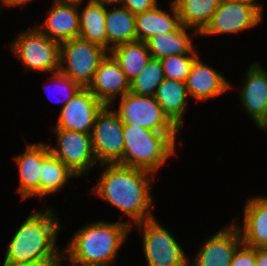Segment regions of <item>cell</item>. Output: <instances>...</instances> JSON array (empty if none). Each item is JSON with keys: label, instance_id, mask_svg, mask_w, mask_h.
Here are the masks:
<instances>
[{"label": "cell", "instance_id": "obj_1", "mask_svg": "<svg viewBox=\"0 0 267 266\" xmlns=\"http://www.w3.org/2000/svg\"><path fill=\"white\" fill-rule=\"evenodd\" d=\"M104 168L92 193L122 211L132 221L130 226L155 218L151 183L155 174L118 164H101Z\"/></svg>", "mask_w": 267, "mask_h": 266}, {"label": "cell", "instance_id": "obj_2", "mask_svg": "<svg viewBox=\"0 0 267 266\" xmlns=\"http://www.w3.org/2000/svg\"><path fill=\"white\" fill-rule=\"evenodd\" d=\"M54 215L52 208L29 215L11 238L3 263H61L63 251L56 239L62 226Z\"/></svg>", "mask_w": 267, "mask_h": 266}, {"label": "cell", "instance_id": "obj_3", "mask_svg": "<svg viewBox=\"0 0 267 266\" xmlns=\"http://www.w3.org/2000/svg\"><path fill=\"white\" fill-rule=\"evenodd\" d=\"M130 221L87 223L77 231L62 251L63 258L81 266H110L130 232ZM66 252V254H64Z\"/></svg>", "mask_w": 267, "mask_h": 266}, {"label": "cell", "instance_id": "obj_4", "mask_svg": "<svg viewBox=\"0 0 267 266\" xmlns=\"http://www.w3.org/2000/svg\"><path fill=\"white\" fill-rule=\"evenodd\" d=\"M177 134L124 125V152L118 165L139 168L155 174L168 158L176 153Z\"/></svg>", "mask_w": 267, "mask_h": 266}, {"label": "cell", "instance_id": "obj_5", "mask_svg": "<svg viewBox=\"0 0 267 266\" xmlns=\"http://www.w3.org/2000/svg\"><path fill=\"white\" fill-rule=\"evenodd\" d=\"M10 47L26 69L46 73L59 72L60 43L48 38L37 26L17 34Z\"/></svg>", "mask_w": 267, "mask_h": 266}, {"label": "cell", "instance_id": "obj_6", "mask_svg": "<svg viewBox=\"0 0 267 266\" xmlns=\"http://www.w3.org/2000/svg\"><path fill=\"white\" fill-rule=\"evenodd\" d=\"M107 53L103 47L80 37L70 39L60 43L59 71L82 88H88Z\"/></svg>", "mask_w": 267, "mask_h": 266}, {"label": "cell", "instance_id": "obj_7", "mask_svg": "<svg viewBox=\"0 0 267 266\" xmlns=\"http://www.w3.org/2000/svg\"><path fill=\"white\" fill-rule=\"evenodd\" d=\"M136 226L143 231V250L148 266H189V257L179 242L156 218Z\"/></svg>", "mask_w": 267, "mask_h": 266}, {"label": "cell", "instance_id": "obj_8", "mask_svg": "<svg viewBox=\"0 0 267 266\" xmlns=\"http://www.w3.org/2000/svg\"><path fill=\"white\" fill-rule=\"evenodd\" d=\"M123 125H133L162 133H179L180 130L164 114L154 96L132 92L121 97L119 108L114 111Z\"/></svg>", "mask_w": 267, "mask_h": 266}, {"label": "cell", "instance_id": "obj_9", "mask_svg": "<svg viewBox=\"0 0 267 266\" xmlns=\"http://www.w3.org/2000/svg\"><path fill=\"white\" fill-rule=\"evenodd\" d=\"M123 127L122 121L111 106H105L97 115L91 131V139L95 157L100 165L118 164L122 160Z\"/></svg>", "mask_w": 267, "mask_h": 266}, {"label": "cell", "instance_id": "obj_10", "mask_svg": "<svg viewBox=\"0 0 267 266\" xmlns=\"http://www.w3.org/2000/svg\"><path fill=\"white\" fill-rule=\"evenodd\" d=\"M57 147L48 145L49 150L59 158L78 177L88 174V169L96 165L91 134L83 132L54 129Z\"/></svg>", "mask_w": 267, "mask_h": 266}, {"label": "cell", "instance_id": "obj_11", "mask_svg": "<svg viewBox=\"0 0 267 266\" xmlns=\"http://www.w3.org/2000/svg\"><path fill=\"white\" fill-rule=\"evenodd\" d=\"M263 13L254 5L237 0H221L207 26L198 36L238 33L258 25Z\"/></svg>", "mask_w": 267, "mask_h": 266}, {"label": "cell", "instance_id": "obj_12", "mask_svg": "<svg viewBox=\"0 0 267 266\" xmlns=\"http://www.w3.org/2000/svg\"><path fill=\"white\" fill-rule=\"evenodd\" d=\"M104 107L88 88H81L61 108L55 129L91 134L96 117Z\"/></svg>", "mask_w": 267, "mask_h": 266}, {"label": "cell", "instance_id": "obj_13", "mask_svg": "<svg viewBox=\"0 0 267 266\" xmlns=\"http://www.w3.org/2000/svg\"><path fill=\"white\" fill-rule=\"evenodd\" d=\"M237 224H227L203 242L194 262L189 266H230L234 252L242 244Z\"/></svg>", "mask_w": 267, "mask_h": 266}, {"label": "cell", "instance_id": "obj_14", "mask_svg": "<svg viewBox=\"0 0 267 266\" xmlns=\"http://www.w3.org/2000/svg\"><path fill=\"white\" fill-rule=\"evenodd\" d=\"M88 89L104 106H110L115 98L123 97L129 92L130 82L118 62L108 52L100 61Z\"/></svg>", "mask_w": 267, "mask_h": 266}, {"label": "cell", "instance_id": "obj_15", "mask_svg": "<svg viewBox=\"0 0 267 266\" xmlns=\"http://www.w3.org/2000/svg\"><path fill=\"white\" fill-rule=\"evenodd\" d=\"M50 153L48 144L39 142L26 145L22 154L14 157L19 170V187L22 200L30 196L40 199V175L43 159Z\"/></svg>", "mask_w": 267, "mask_h": 266}, {"label": "cell", "instance_id": "obj_16", "mask_svg": "<svg viewBox=\"0 0 267 266\" xmlns=\"http://www.w3.org/2000/svg\"><path fill=\"white\" fill-rule=\"evenodd\" d=\"M82 3L53 2L42 27L37 28L48 38L59 43L78 38L80 34L79 7Z\"/></svg>", "mask_w": 267, "mask_h": 266}, {"label": "cell", "instance_id": "obj_17", "mask_svg": "<svg viewBox=\"0 0 267 266\" xmlns=\"http://www.w3.org/2000/svg\"><path fill=\"white\" fill-rule=\"evenodd\" d=\"M245 73L240 89V102L256 126L267 113V71L257 62Z\"/></svg>", "mask_w": 267, "mask_h": 266}, {"label": "cell", "instance_id": "obj_18", "mask_svg": "<svg viewBox=\"0 0 267 266\" xmlns=\"http://www.w3.org/2000/svg\"><path fill=\"white\" fill-rule=\"evenodd\" d=\"M185 83L189 96L198 102L221 96L231 88L229 81L203 63L199 56L194 60Z\"/></svg>", "mask_w": 267, "mask_h": 266}, {"label": "cell", "instance_id": "obj_19", "mask_svg": "<svg viewBox=\"0 0 267 266\" xmlns=\"http://www.w3.org/2000/svg\"><path fill=\"white\" fill-rule=\"evenodd\" d=\"M243 223L238 226L242 244L251 248H267V197L254 196L244 207Z\"/></svg>", "mask_w": 267, "mask_h": 266}, {"label": "cell", "instance_id": "obj_20", "mask_svg": "<svg viewBox=\"0 0 267 266\" xmlns=\"http://www.w3.org/2000/svg\"><path fill=\"white\" fill-rule=\"evenodd\" d=\"M170 10L171 14L162 10L158 4L151 10L136 14V39L146 42L153 36L176 30L181 25V21L173 1H171Z\"/></svg>", "mask_w": 267, "mask_h": 266}, {"label": "cell", "instance_id": "obj_21", "mask_svg": "<svg viewBox=\"0 0 267 266\" xmlns=\"http://www.w3.org/2000/svg\"><path fill=\"white\" fill-rule=\"evenodd\" d=\"M188 96L185 82L167 78L157 87L154 95L164 114L179 130L184 122Z\"/></svg>", "mask_w": 267, "mask_h": 266}, {"label": "cell", "instance_id": "obj_22", "mask_svg": "<svg viewBox=\"0 0 267 266\" xmlns=\"http://www.w3.org/2000/svg\"><path fill=\"white\" fill-rule=\"evenodd\" d=\"M105 29L108 52L115 46L137 40L135 15L121 5L110 10L105 6Z\"/></svg>", "mask_w": 267, "mask_h": 266}, {"label": "cell", "instance_id": "obj_23", "mask_svg": "<svg viewBox=\"0 0 267 266\" xmlns=\"http://www.w3.org/2000/svg\"><path fill=\"white\" fill-rule=\"evenodd\" d=\"M189 27L180 25L172 32L158 34L149 38L145 43L155 59H162L172 55L189 54L195 47L190 35L187 34Z\"/></svg>", "mask_w": 267, "mask_h": 266}, {"label": "cell", "instance_id": "obj_24", "mask_svg": "<svg viewBox=\"0 0 267 266\" xmlns=\"http://www.w3.org/2000/svg\"><path fill=\"white\" fill-rule=\"evenodd\" d=\"M109 53L118 62L129 82L139 75L152 58L146 43L141 40L115 46Z\"/></svg>", "mask_w": 267, "mask_h": 266}, {"label": "cell", "instance_id": "obj_25", "mask_svg": "<svg viewBox=\"0 0 267 266\" xmlns=\"http://www.w3.org/2000/svg\"><path fill=\"white\" fill-rule=\"evenodd\" d=\"M181 24L194 29V35L199 33L210 22L221 0H172Z\"/></svg>", "mask_w": 267, "mask_h": 266}, {"label": "cell", "instance_id": "obj_26", "mask_svg": "<svg viewBox=\"0 0 267 266\" xmlns=\"http://www.w3.org/2000/svg\"><path fill=\"white\" fill-rule=\"evenodd\" d=\"M81 39L97 44L107 50L105 29V6L88 1L86 7L79 11Z\"/></svg>", "mask_w": 267, "mask_h": 266}, {"label": "cell", "instance_id": "obj_27", "mask_svg": "<svg viewBox=\"0 0 267 266\" xmlns=\"http://www.w3.org/2000/svg\"><path fill=\"white\" fill-rule=\"evenodd\" d=\"M40 177V198L60 191L70 178L78 177L51 152L43 159Z\"/></svg>", "mask_w": 267, "mask_h": 266}, {"label": "cell", "instance_id": "obj_28", "mask_svg": "<svg viewBox=\"0 0 267 266\" xmlns=\"http://www.w3.org/2000/svg\"><path fill=\"white\" fill-rule=\"evenodd\" d=\"M164 79L161 60L151 58L139 75L130 82L129 91L142 96H154Z\"/></svg>", "mask_w": 267, "mask_h": 266}, {"label": "cell", "instance_id": "obj_29", "mask_svg": "<svg viewBox=\"0 0 267 266\" xmlns=\"http://www.w3.org/2000/svg\"><path fill=\"white\" fill-rule=\"evenodd\" d=\"M194 48L189 54L172 55L160 59L165 78L185 82L194 60L199 56Z\"/></svg>", "mask_w": 267, "mask_h": 266}, {"label": "cell", "instance_id": "obj_30", "mask_svg": "<svg viewBox=\"0 0 267 266\" xmlns=\"http://www.w3.org/2000/svg\"><path fill=\"white\" fill-rule=\"evenodd\" d=\"M50 79L53 80V81H50L52 82V84L55 83L57 88L61 89L60 91L63 94V97L66 96L61 99L63 102V105L61 108H63V106L67 102H69L74 97V95L82 88L79 84L74 82L72 79H70L66 75L62 74L60 71L52 73V77Z\"/></svg>", "mask_w": 267, "mask_h": 266}, {"label": "cell", "instance_id": "obj_31", "mask_svg": "<svg viewBox=\"0 0 267 266\" xmlns=\"http://www.w3.org/2000/svg\"><path fill=\"white\" fill-rule=\"evenodd\" d=\"M256 248L241 244L234 252L230 266H255Z\"/></svg>", "mask_w": 267, "mask_h": 266}, {"label": "cell", "instance_id": "obj_32", "mask_svg": "<svg viewBox=\"0 0 267 266\" xmlns=\"http://www.w3.org/2000/svg\"><path fill=\"white\" fill-rule=\"evenodd\" d=\"M121 6L134 15L153 9L158 5L157 0H121Z\"/></svg>", "mask_w": 267, "mask_h": 266}, {"label": "cell", "instance_id": "obj_33", "mask_svg": "<svg viewBox=\"0 0 267 266\" xmlns=\"http://www.w3.org/2000/svg\"><path fill=\"white\" fill-rule=\"evenodd\" d=\"M255 266H267V248H256Z\"/></svg>", "mask_w": 267, "mask_h": 266}, {"label": "cell", "instance_id": "obj_34", "mask_svg": "<svg viewBox=\"0 0 267 266\" xmlns=\"http://www.w3.org/2000/svg\"><path fill=\"white\" fill-rule=\"evenodd\" d=\"M30 1L32 0H0V10H1V7L2 6H7V7H17V6H20L22 7L25 6L26 4H28Z\"/></svg>", "mask_w": 267, "mask_h": 266}, {"label": "cell", "instance_id": "obj_35", "mask_svg": "<svg viewBox=\"0 0 267 266\" xmlns=\"http://www.w3.org/2000/svg\"><path fill=\"white\" fill-rule=\"evenodd\" d=\"M61 263H39V264H15V263H3L2 266H60Z\"/></svg>", "mask_w": 267, "mask_h": 266}, {"label": "cell", "instance_id": "obj_36", "mask_svg": "<svg viewBox=\"0 0 267 266\" xmlns=\"http://www.w3.org/2000/svg\"><path fill=\"white\" fill-rule=\"evenodd\" d=\"M90 2L96 3V4H100V5H104V6H112L115 4V6L118 4H121V0H89Z\"/></svg>", "mask_w": 267, "mask_h": 266}, {"label": "cell", "instance_id": "obj_37", "mask_svg": "<svg viewBox=\"0 0 267 266\" xmlns=\"http://www.w3.org/2000/svg\"><path fill=\"white\" fill-rule=\"evenodd\" d=\"M258 128L264 129L267 132V113L264 118L257 125Z\"/></svg>", "mask_w": 267, "mask_h": 266}, {"label": "cell", "instance_id": "obj_38", "mask_svg": "<svg viewBox=\"0 0 267 266\" xmlns=\"http://www.w3.org/2000/svg\"><path fill=\"white\" fill-rule=\"evenodd\" d=\"M237 1L245 2V3H248V4H252V5H254L255 7H257L262 12V6H260L258 4V1L256 2V0H237Z\"/></svg>", "mask_w": 267, "mask_h": 266}, {"label": "cell", "instance_id": "obj_39", "mask_svg": "<svg viewBox=\"0 0 267 266\" xmlns=\"http://www.w3.org/2000/svg\"><path fill=\"white\" fill-rule=\"evenodd\" d=\"M56 3H81L84 2V0H55Z\"/></svg>", "mask_w": 267, "mask_h": 266}]
</instances>
